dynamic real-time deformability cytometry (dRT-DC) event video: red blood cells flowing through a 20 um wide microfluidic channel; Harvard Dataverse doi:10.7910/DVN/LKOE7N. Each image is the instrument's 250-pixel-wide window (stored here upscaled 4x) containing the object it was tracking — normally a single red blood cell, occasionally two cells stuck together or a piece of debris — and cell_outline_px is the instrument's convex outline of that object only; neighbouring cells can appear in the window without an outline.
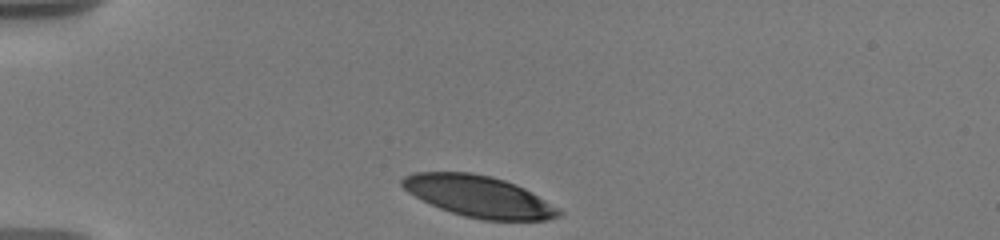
{"species": "human", "species_latin": "Homo sapiens", "temperature_condition": "warm", "stored_images_in_passage": 8, "camera_frame_rate_fps": 3000, "um_per_image_px": 0.085, "donor": {"sex": "male"}, "frame": {"image": 1, "passage_image": 1, "time_ms": 0.0, "image_size_px": [1000, 240], "cell_outline_px": [[564, 212], [560, 216], [548, 220], [484, 220], [464, 216], [440, 208], [408, 192], [400, 184], [400, 180], [404, 176], [412, 172], [472, 172], [492, 176], [516, 184], [532, 192], [560, 208]], "centroid_in_image_um": [40.73, 16.68], "position_along_channel_um": 44.3, "area_um2": 37.8}}
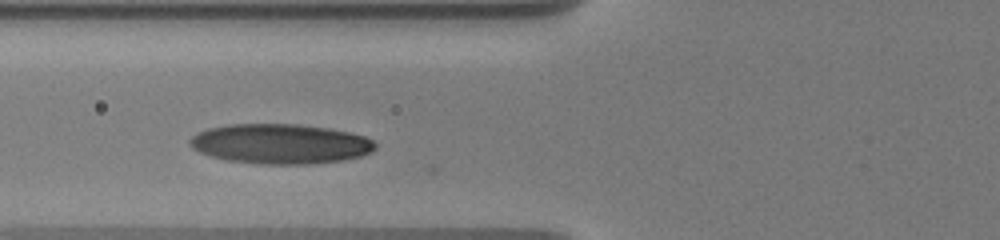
{"frame": {"image": 2, "passage_image": 7, "time_ms": 2.667, "image_size_px": [1000, 240], "cell_outline_px": [[376, 148], [372, 152], [360, 156], [344, 160], [308, 164], [260, 164], [228, 160], [212, 156], [200, 152], [192, 148], [188, 144], [188, 140], [196, 132], [208, 128], [228, 124], [296, 124], [328, 128], [348, 132], [364, 136], [372, 140], [376, 144]], "centroid_in_image_um": [23.81, 12.22], "position_along_channel_um": 102.0, "area_um2": 43.18}}
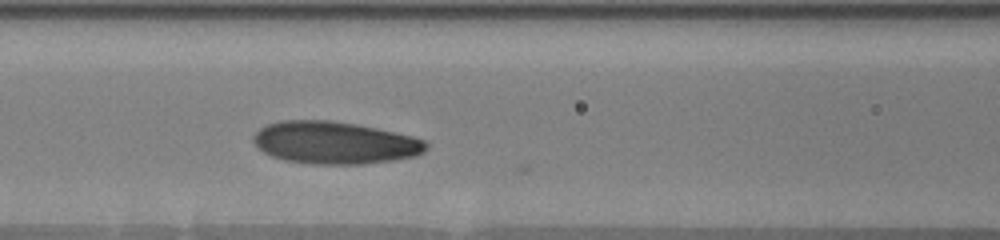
{"frame": {"image": 3, "passage_image": 8, "time_ms": 3.667, "image_size_px": [1000, 240], "cell_outline_px": [[428, 148], [424, 152], [416, 156], [396, 160], [364, 164], [312, 164], [284, 160], [272, 156], [264, 152], [252, 140], [252, 136], [260, 128], [268, 124], [280, 120], [328, 120], [356, 124], [376, 128], [412, 136], [424, 140], [428, 144]], "centroid_in_image_um": [28.46, 12.14], "position_along_channel_um": 138.1, "area_um2": 42.77}}